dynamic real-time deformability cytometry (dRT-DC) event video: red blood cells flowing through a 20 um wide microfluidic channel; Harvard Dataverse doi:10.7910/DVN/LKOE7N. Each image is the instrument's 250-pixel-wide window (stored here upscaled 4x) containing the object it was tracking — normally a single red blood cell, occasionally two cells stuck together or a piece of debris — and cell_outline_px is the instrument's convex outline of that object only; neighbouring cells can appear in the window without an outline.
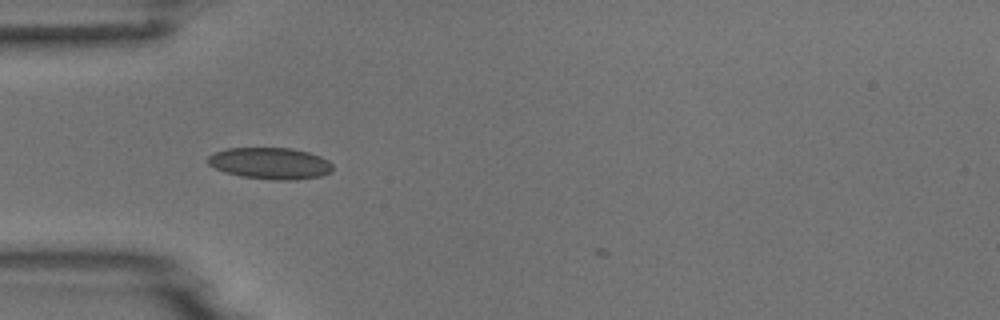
{"species": "common noctule bat (a hibernating species)", "species_latin": "Nyctalus noctula", "temperature_condition": "room temperature", "stored_images_in_passage": 35, "camera_frame_rate_fps": 3000, "um_per_image_px": 0.085, "animal": {"sex": "male", "body_mass_g": 18.8}, "frame": {"image": 1, "passage_image": 2, "time_ms": 0.333, "image_size_px": [1000, 320], "cell_outline_px": [[332, 172], [320, 176], [296, 180], [272, 180], [240, 176], [224, 172], [208, 164], [208, 156], [216, 152], [228, 148], [292, 148], [308, 152], [320, 156], [328, 160], [332, 164]], "centroid_in_image_um": [22.99, 13.89], "position_along_channel_um": 62.0, "area_um2": 23.0}}
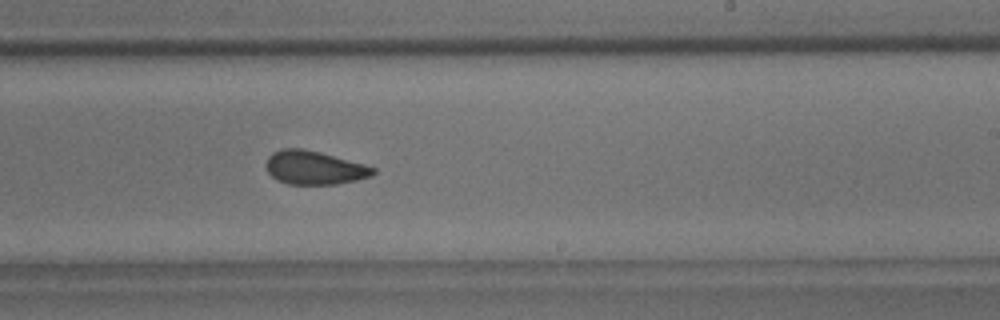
{"frame": {"image": 2, "passage_image": 18, "time_ms": 5.667, "image_size_px": [1000, 320], "cell_outline_px": [[376, 172], [372, 176], [356, 180], [336, 184], [288, 184], [276, 180], [268, 172], [264, 164], [268, 156], [272, 152], [280, 148], [300, 148], [320, 152], [364, 164], [376, 168]], "centroid_in_image_um": [26.68, 14.25], "position_along_channel_um": 262.3, "area_um2": 21.1}}
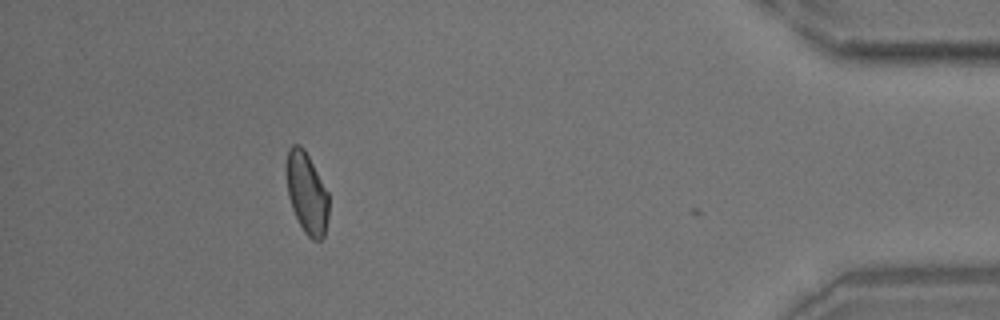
{"frame": {"image": 3, "passage_image": 34, "time_ms": 11.0, "image_size_px": [1000, 320], "cell_outline_px": [[328, 216], [324, 236], [320, 240], [312, 240], [304, 232], [292, 208], [288, 196], [288, 148], [292, 144], [300, 144], [304, 148], [328, 192]], "centroid_in_image_um": [26.1, 16.43], "position_along_channel_um": 409.1, "area_um2": 19.59}}